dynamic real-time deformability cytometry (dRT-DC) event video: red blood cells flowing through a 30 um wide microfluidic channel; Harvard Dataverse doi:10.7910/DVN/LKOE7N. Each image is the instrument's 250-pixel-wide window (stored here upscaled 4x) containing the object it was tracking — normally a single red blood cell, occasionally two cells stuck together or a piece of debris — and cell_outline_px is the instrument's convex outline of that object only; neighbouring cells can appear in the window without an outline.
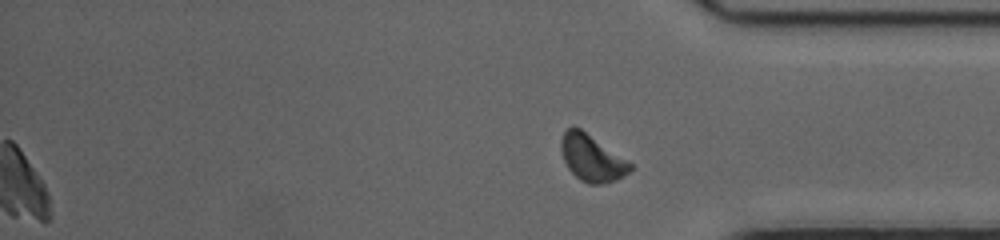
{"species": "common noctule bat (a hibernating species)", "species_latin": "Nyctalus noctula", "temperature_condition": "cold", "stored_images_in_passage": 42, "segment_of_instrument_passage": [2, 2], "camera_frame_rate_fps": 3000, "um_per_image_px": 0.085, "animal": {"sex": "female", "body_mass_g": 20.0, "forearm_length_mm": 54.0}, "frame": {"image": 1, "passage_image": 42, "time_ms": 13.667, "image_size_px": [1000, 240], "cell_outline_px": [[632, 172], [616, 180], [604, 184], [588, 184], [580, 180], [568, 168], [564, 160], [560, 148], [560, 140], [564, 132], [572, 124], [580, 128], [632, 164]], "centroid_in_image_um": [50.29, 13.44], "position_along_channel_um": 384.9, "area_um2": 18.73}}